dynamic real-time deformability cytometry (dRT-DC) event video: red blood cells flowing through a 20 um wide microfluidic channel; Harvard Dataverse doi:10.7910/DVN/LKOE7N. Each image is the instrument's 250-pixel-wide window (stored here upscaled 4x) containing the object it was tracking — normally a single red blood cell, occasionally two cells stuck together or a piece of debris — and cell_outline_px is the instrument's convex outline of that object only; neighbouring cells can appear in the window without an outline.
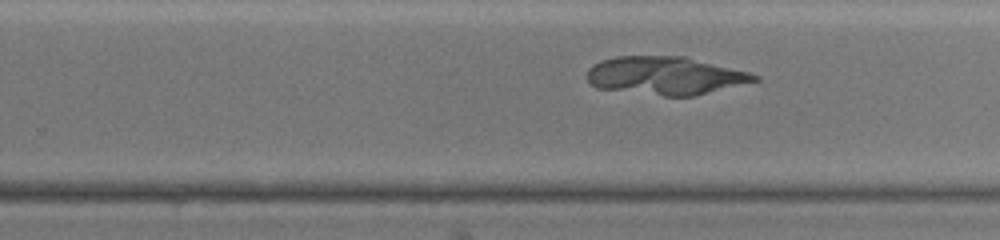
{"species": "common noctule bat (a hibernating species)", "species_latin": "Nyctalus noctula", "temperature_condition": "warm", "stored_images_in_passage": 44, "camera_frame_rate_fps": 3000, "um_per_image_px": 0.085, "animal": {"sex": "female", "body_mass_g": 19.5, "forearm_length_mm": 54.1}, "frame": {"image": 1, "passage_image": 29, "time_ms": 9.333, "image_size_px": [1000, 240], "cell_outline_px": [[760, 80], [692, 96], [664, 96], [596, 88], [588, 80], [588, 68], [592, 64], [600, 60], [616, 56], [684, 56], [748, 72], [760, 76]], "centroid_in_image_um": [56.52, 6.42], "position_along_channel_um": 273.3, "area_um2": 36.99}}
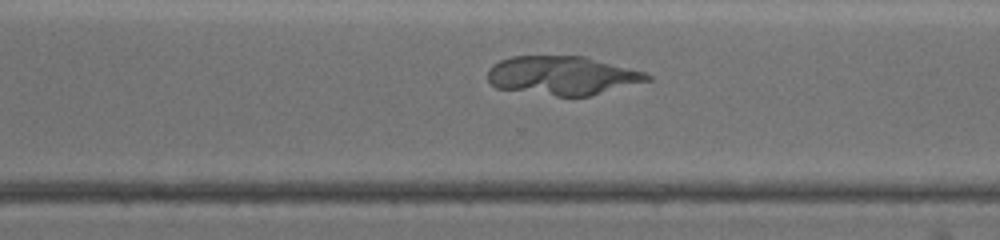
{"frame": {"image": 2, "passage_image": 34, "time_ms": 11.0, "image_size_px": [1000, 240], "cell_outline_px": [[652, 80], [588, 96], [556, 96], [496, 88], [488, 80], [488, 68], [492, 64], [500, 60], [512, 56], [584, 56], [644, 72], [652, 76]], "centroid_in_image_um": [47.78, 6.42], "position_along_channel_um": 322.8, "area_um2": 35.95}}
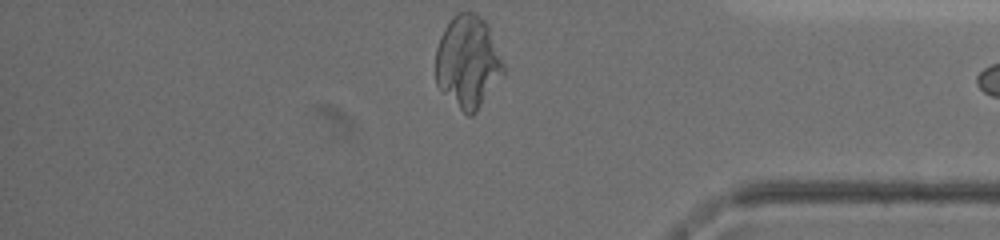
{"frame": {"image": 3, "passage_image": 43, "time_ms": 14.0, "image_size_px": [1000, 240], "cell_outline_px": [[504, 72], [476, 112], [472, 116], [468, 116], [436, 84], [436, 48], [440, 36], [444, 28], [452, 16], [456, 12], [476, 12], [488, 24], [504, 64]], "centroid_in_image_um": [39.76, 5.2], "position_along_channel_um": 395.4, "area_um2": 36.18}}